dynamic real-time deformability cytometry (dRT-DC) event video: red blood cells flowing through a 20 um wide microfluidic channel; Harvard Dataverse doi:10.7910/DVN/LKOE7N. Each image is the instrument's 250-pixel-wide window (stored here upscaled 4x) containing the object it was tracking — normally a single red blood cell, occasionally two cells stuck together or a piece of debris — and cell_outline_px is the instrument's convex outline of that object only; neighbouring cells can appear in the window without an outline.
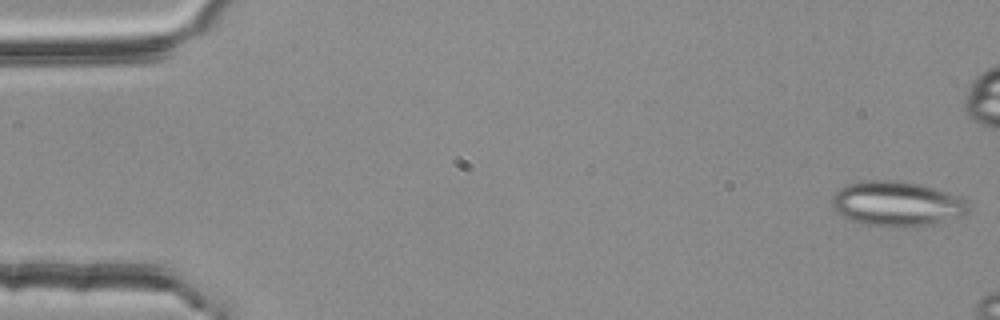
{"species": "common noctule bat (a hibernating species)", "species_latin": "Nyctalus noctula", "temperature_condition": "room temperature", "stored_images_in_passage": 55, "segment_of_instrument_passage": [1, 2], "camera_frame_rate_fps": 3000, "um_per_image_px": 0.085, "animal": {"sex": "female", "body_mass_g": 25.1}, "frame": {"image": 1, "passage_image": 1, "time_ms": 0.0, "image_size_px": [1000, 320], "cell_outline_px": [[968, 212], [960, 216], [924, 224], [900, 228], [864, 224], [840, 216], [832, 208], [832, 196], [840, 188], [848, 184], [864, 180], [892, 180], [920, 184], [936, 188], [948, 192], [964, 200], [968, 204]], "centroid_in_image_um": [76.16, 17.31], "position_along_channel_um": 8.8, "area_um2": 35.37}}